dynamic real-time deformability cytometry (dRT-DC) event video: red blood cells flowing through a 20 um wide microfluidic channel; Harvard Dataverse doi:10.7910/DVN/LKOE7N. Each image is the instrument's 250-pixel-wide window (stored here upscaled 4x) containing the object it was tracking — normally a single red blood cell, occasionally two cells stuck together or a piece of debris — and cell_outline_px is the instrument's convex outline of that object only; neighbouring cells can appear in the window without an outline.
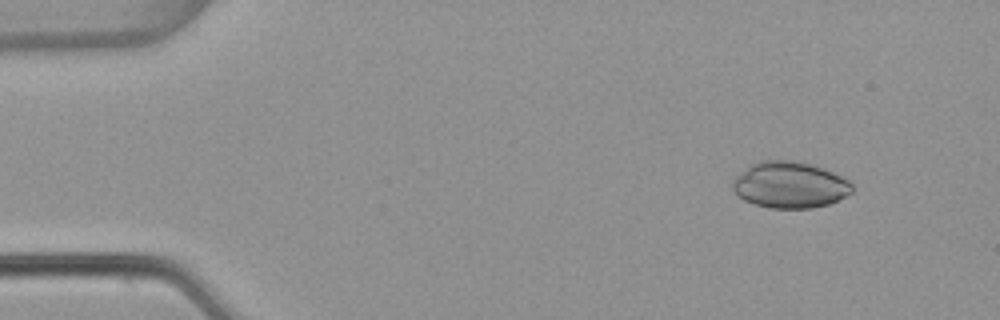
{"species": "common noctule bat (a hibernating species)", "species_latin": "Nyctalus noctula", "temperature_condition": "warm", "stored_images_in_passage": 5, "camera_frame_rate_fps": 3000, "um_per_image_px": 0.085, "animal": {"sex": "female", "body_mass_g": 22.7, "forearm_length_mm": 54.2}, "frame": {"image": 1, "passage_image": 1, "time_ms": 0.0, "image_size_px": [1000, 320], "cell_outline_px": [[852, 192], [828, 204], [812, 208], [768, 208], [744, 200], [732, 188], [732, 180], [736, 176], [752, 164], [760, 160], [796, 160], [832, 172], [848, 180], [852, 184]], "centroid_in_image_um": [67.11, 15.72], "position_along_channel_um": 17.9, "area_um2": 31.91}}
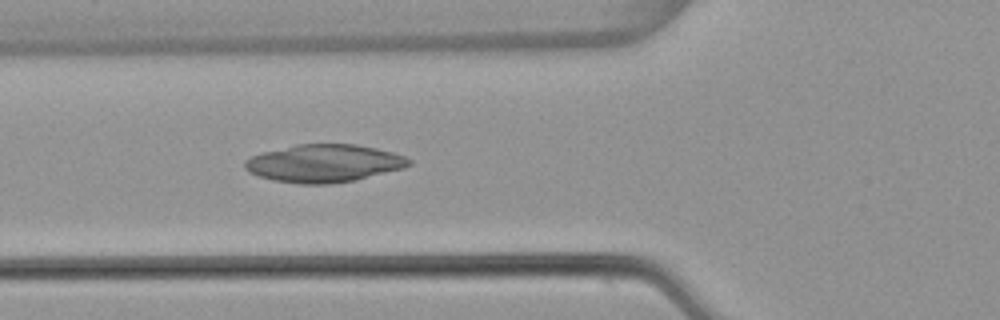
{"frame": {"image": 2, "passage_image": 5, "time_ms": 1.333, "image_size_px": [1000, 320], "cell_outline_px": [[412, 164], [404, 168], [356, 180], [328, 184], [300, 184], [272, 180], [248, 172], [244, 168], [244, 160], [252, 156], [264, 152], [296, 144], [356, 144], [376, 148], [392, 152], [404, 156], [412, 160]], "centroid_in_image_um": [27.55, 13.88], "position_along_channel_um": 98.3, "area_um2": 36.18}}